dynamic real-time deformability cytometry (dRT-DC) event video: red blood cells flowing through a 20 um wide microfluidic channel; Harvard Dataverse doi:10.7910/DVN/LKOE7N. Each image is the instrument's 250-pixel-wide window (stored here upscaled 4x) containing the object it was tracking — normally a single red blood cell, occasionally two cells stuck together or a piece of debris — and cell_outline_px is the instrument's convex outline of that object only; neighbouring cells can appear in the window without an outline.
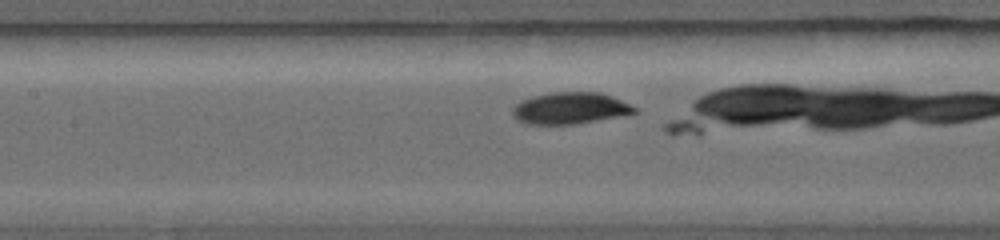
{"species": "common noctule bat (a hibernating species)", "species_latin": "Nyctalus noctula", "temperature_condition": "warm", "stored_images_in_passage": 7, "camera_frame_rate_fps": 5000, "um_per_image_px": 0.085, "animal": {"sex": "female", "body_mass_g": 19.0, "forearm_length_mm": 56.7}, "frame": {"image": 1, "passage_image": 7, "time_ms": 1.8, "image_size_px": [1000, 240], "cell_outline_px": [[636, 112], [616, 116], [572, 124], [532, 124], [520, 120], [512, 112], [512, 108], [520, 100], [532, 96], [552, 92], [600, 92], [612, 96], [636, 108]], "centroid_in_image_um": [48.42, 9.17], "position_along_channel_um": 159.0, "area_um2": 21.91}}